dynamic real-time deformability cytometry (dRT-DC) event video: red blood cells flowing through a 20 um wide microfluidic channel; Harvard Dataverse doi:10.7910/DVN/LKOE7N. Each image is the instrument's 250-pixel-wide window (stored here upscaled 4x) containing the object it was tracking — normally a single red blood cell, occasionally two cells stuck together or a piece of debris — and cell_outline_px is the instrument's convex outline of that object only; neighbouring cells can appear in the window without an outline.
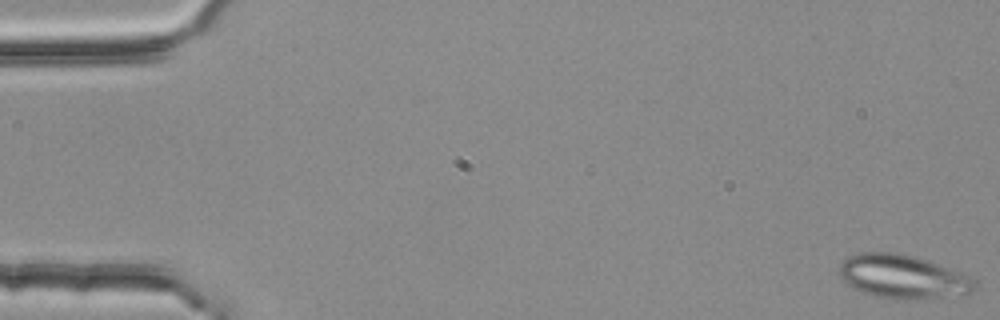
{"species": "common noctule bat (a hibernating species)", "species_latin": "Nyctalus noctula", "temperature_condition": "room temperature", "stored_images_in_passage": 52, "camera_frame_rate_fps": 3000, "um_per_image_px": 0.085, "animal": {"sex": "female", "body_mass_g": 25.1}, "frame": {"image": 1, "passage_image": 1, "time_ms": 0.0, "image_size_px": [1000, 320], "cell_outline_px": [[980, 288], [972, 292], [916, 300], [904, 300], [876, 296], [852, 288], [840, 276], [840, 264], [848, 256], [860, 252], [896, 252], [916, 256], [976, 280]], "centroid_in_image_um": [76.72, 23.52], "position_along_channel_um": 8.3, "area_um2": 34.22}}
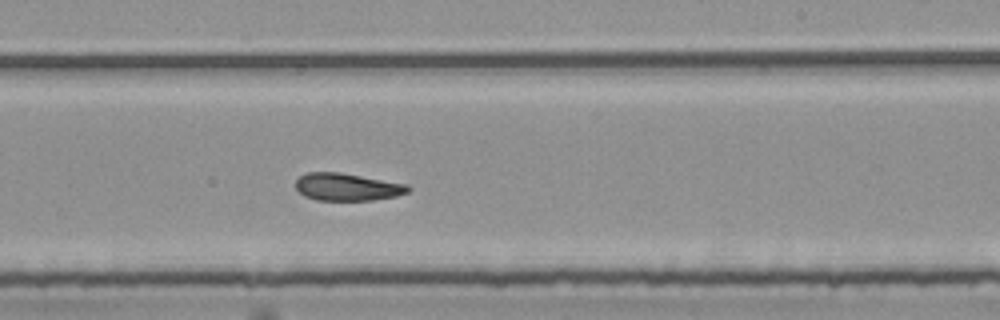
{"frame": {"image": 2, "passage_image": 33, "time_ms": 10.667, "image_size_px": [1000, 320], "cell_outline_px": [[412, 188], [408, 192], [396, 196], [372, 200], [316, 200], [304, 196], [296, 188], [296, 180], [300, 176], [308, 172], [340, 172], [408, 184]], "centroid_in_image_um": [29.53, 15.89], "position_along_channel_um": 259.5, "area_um2": 18.03}}
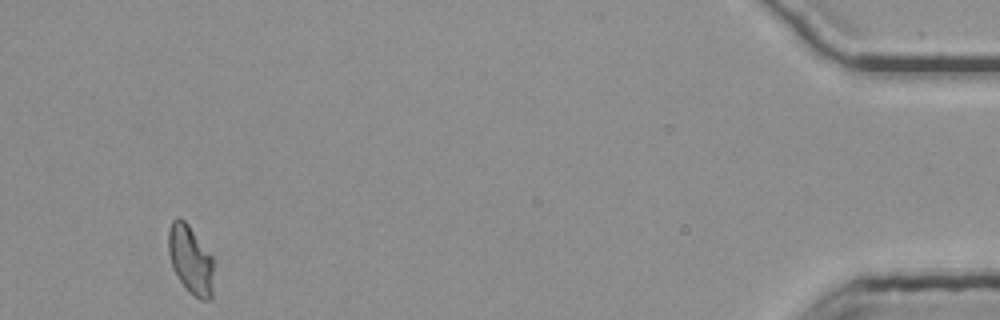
{"frame": {"image": 3, "passage_image": 52, "time_ms": 17.0, "image_size_px": [1000, 320], "cell_outline_px": [[216, 264], [212, 300], [200, 300], [188, 292], [184, 288], [172, 268], [168, 252], [168, 232], [172, 220], [176, 216], [180, 216], [188, 224], [216, 260]], "centroid_in_image_um": [16.25, 22.11], "position_along_channel_um": 419.0, "area_um2": 19.07}, "authors_computed_cell_mechanics": {"area_um2": 19.1029, "velocity_mm_per_s": 3.7743, "shape_relaxation_time_tau1_ms": null, "shape_relaxation_time_tau2_ms": 5.6216, "deformation_change_tau1": null, "deformation_change_tau2": 0.1162}}